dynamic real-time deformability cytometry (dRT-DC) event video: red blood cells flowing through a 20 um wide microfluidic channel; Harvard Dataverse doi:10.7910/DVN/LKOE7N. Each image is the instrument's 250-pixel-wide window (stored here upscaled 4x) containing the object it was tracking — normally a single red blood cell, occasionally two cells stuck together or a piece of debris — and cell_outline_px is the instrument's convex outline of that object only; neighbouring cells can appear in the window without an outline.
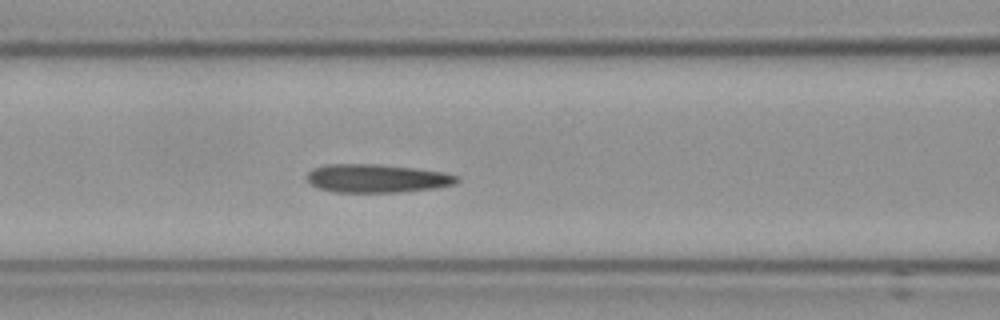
{"species": "Egyptian fruit bat (a non-hibernating species)", "species_latin": "Rousettus aegyptiacus", "temperature_condition": "cold", "stored_images_in_passage": 40, "camera_frame_rate_fps": 3000, "um_per_image_px": 0.085, "frame": {"image": 1, "passage_image": 7, "time_ms": 2.0, "image_size_px": [1000, 320], "cell_outline_px": [[460, 180], [452, 184], [432, 188], [396, 192], [336, 192], [316, 188], [308, 180], [308, 172], [312, 168], [324, 164], [380, 164], [416, 168], [444, 172], [460, 176]], "centroid_in_image_um": [32.01, 15.15], "position_along_channel_um": 134.6, "area_um2": 24.8}, "authors_computed_cell_mechanics": {"area_um2": 24.4494, "velocity_mm_per_s": 3.5384, "shape_relaxation_time_tau1_ms": null, "shape_relaxation_time_tau2_ms": 4.412, "deformation_change_tau1": null, "deformation_change_tau2": 0.1028}}